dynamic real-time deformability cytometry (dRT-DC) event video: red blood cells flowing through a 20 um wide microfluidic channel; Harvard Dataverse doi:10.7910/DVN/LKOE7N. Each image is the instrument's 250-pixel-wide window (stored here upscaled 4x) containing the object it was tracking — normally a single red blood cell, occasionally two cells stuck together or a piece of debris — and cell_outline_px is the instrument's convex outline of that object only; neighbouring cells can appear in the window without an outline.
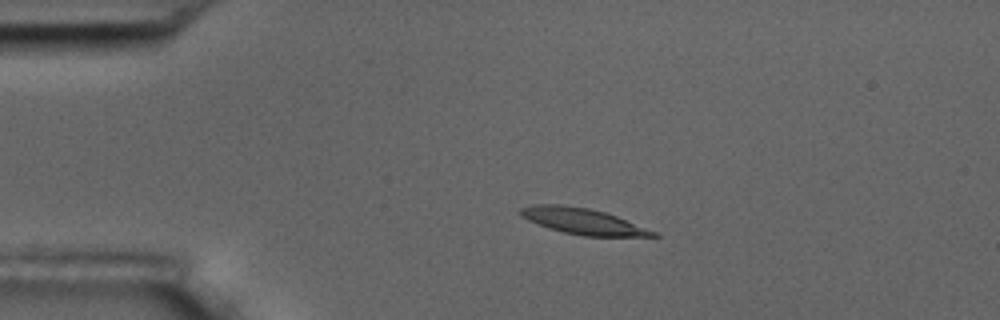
{"species": "common noctule bat (a hibernating species)", "species_latin": "Nyctalus noctula", "temperature_condition": "room temperature", "stored_images_in_passage": 6, "camera_frame_rate_fps": 3000, "um_per_image_px": 0.085, "animal": {"sex": "male", "body_mass_g": 17.5, "forearm_length_mm": 52.3}, "frame": {"image": 1, "passage_image": 4, "time_ms": 3.667, "image_size_px": [1000, 320], "cell_outline_px": [[660, 236], [584, 236], [564, 232], [548, 228], [528, 220], [520, 216], [520, 208], [532, 204], [560, 204], [588, 208], [604, 212], [616, 216], [656, 232]], "centroid_in_image_um": [49.48, 18.79], "position_along_channel_um": 35.5, "area_um2": 19.83}}
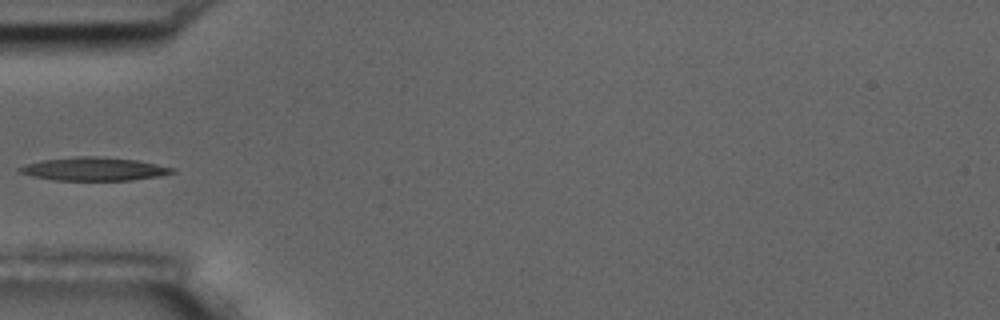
{"frame": {"image": 2, "passage_image": 6, "time_ms": 6.0, "image_size_px": [1000, 320], "cell_outline_px": [[176, 172], [160, 176], [132, 180], [52, 180], [32, 176], [20, 172], [16, 168], [40, 160], [76, 156], [96, 156], [136, 160], [176, 168]], "centroid_in_image_um": [8.0, 14.36], "position_along_channel_um": 77.0, "area_um2": 20.75}}